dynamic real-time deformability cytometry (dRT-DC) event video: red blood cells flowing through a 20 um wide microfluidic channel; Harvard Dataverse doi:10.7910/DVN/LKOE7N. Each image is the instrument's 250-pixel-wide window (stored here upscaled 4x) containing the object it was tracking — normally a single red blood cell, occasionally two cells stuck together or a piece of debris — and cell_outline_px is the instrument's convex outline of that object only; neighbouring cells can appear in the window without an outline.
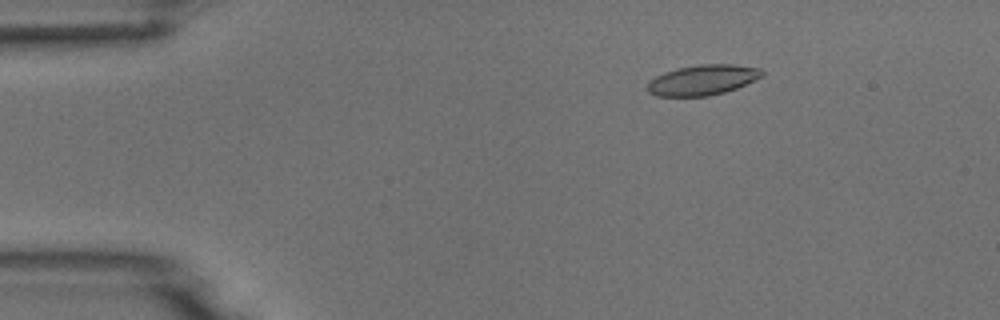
{"species": "common noctule bat (a hibernating species)", "species_latin": "Nyctalus noctula", "temperature_condition": "room temperature", "stored_images_in_passage": 5, "camera_frame_rate_fps": 3000, "um_per_image_px": 0.085, "animal": {"sex": "male", "body_mass_g": 18.8}, "frame": {"image": 1, "passage_image": 3, "time_ms": 2.333, "image_size_px": [1000, 320], "cell_outline_px": [[764, 76], [736, 88], [724, 92], [708, 96], [656, 96], [648, 92], [648, 80], [664, 72], [676, 68], [700, 64], [732, 64], [760, 68], [764, 72]], "centroid_in_image_um": [59.72, 6.79], "position_along_channel_um": 25.3, "area_um2": 20.29}}